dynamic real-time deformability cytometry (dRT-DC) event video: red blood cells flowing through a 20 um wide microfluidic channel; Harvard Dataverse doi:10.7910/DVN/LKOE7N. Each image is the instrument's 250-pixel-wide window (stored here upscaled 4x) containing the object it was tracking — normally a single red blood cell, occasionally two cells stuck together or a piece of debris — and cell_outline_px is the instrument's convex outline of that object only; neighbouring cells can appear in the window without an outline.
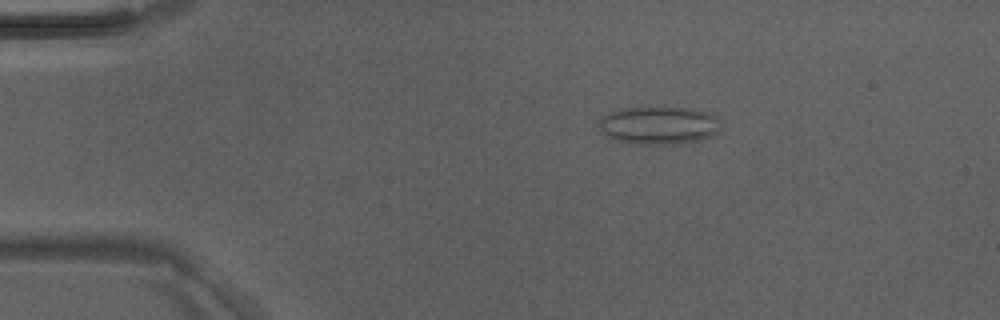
{"species": "Egyptian fruit bat (a non-hibernating species)", "species_latin": "Rousettus aegyptiacus", "temperature_condition": "room temperature", "stored_images_in_passage": 5, "camera_frame_rate_fps": 3000, "um_per_image_px": 0.085, "animal": {"sex": "male"}, "frame": {"image": 1, "passage_image": 3, "time_ms": 0.667, "image_size_px": [1000, 320], "cell_outline_px": [[720, 128], [716, 132], [700, 140], [668, 144], [636, 144], [616, 140], [608, 136], [600, 128], [596, 120], [612, 112], [624, 108], [692, 108], [708, 112], [716, 116]], "centroid_in_image_um": [55.99, 10.65], "position_along_channel_um": 29.0, "area_um2": 26.47}}